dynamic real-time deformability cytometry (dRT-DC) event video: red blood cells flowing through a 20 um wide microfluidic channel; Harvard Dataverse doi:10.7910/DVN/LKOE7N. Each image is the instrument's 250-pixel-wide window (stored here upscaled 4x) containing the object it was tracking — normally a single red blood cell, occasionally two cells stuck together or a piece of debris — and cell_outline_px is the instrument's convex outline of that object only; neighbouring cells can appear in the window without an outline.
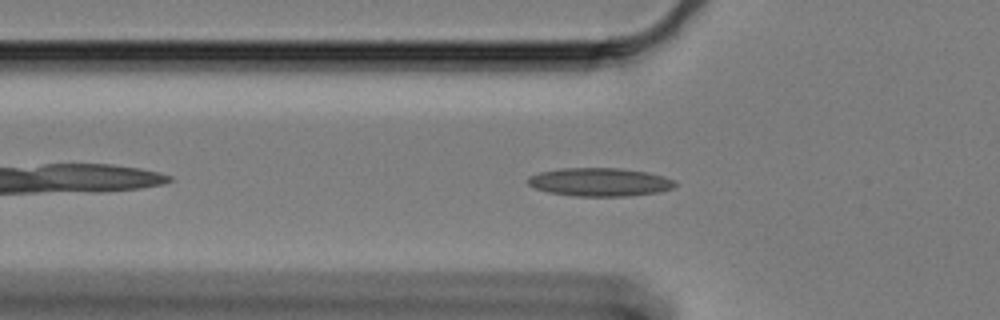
{"species": "Egyptian fruit bat (a non-hibernating species)", "species_latin": "Rousettus aegyptiacus", "temperature_condition": "cold", "stored_images_in_passage": 48, "camera_frame_rate_fps": 3000, "um_per_image_px": 0.085, "animal": {"sex": "female"}, "frame": {"image": 1, "passage_image": 7, "time_ms": 2.0, "image_size_px": [1000, 320], "cell_outline_px": [[676, 184], [672, 188], [660, 192], [628, 196], [576, 196], [548, 192], [532, 188], [528, 184], [528, 176], [540, 172], [560, 168], [620, 168], [648, 172], [664, 176], [676, 180]], "centroid_in_image_um": [50.98, 15.47], "position_along_channel_um": 74.8, "area_um2": 24.51}}
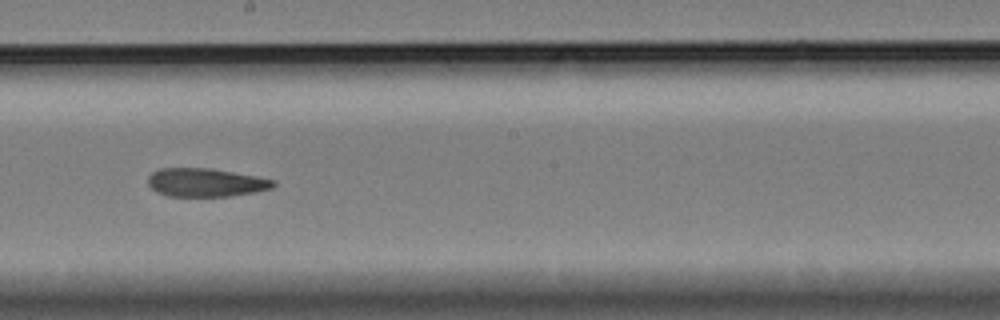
{"frame": {"image": 2, "passage_image": 21, "time_ms": 6.667, "image_size_px": [1000, 320], "cell_outline_px": [[276, 184], [272, 188], [256, 192], [232, 196], [168, 196], [156, 192], [148, 184], [148, 176], [152, 172], [160, 168], [208, 168], [256, 176], [276, 180]], "centroid_in_image_um": [17.49, 15.51], "position_along_channel_um": 230.7, "area_um2": 20.81}}
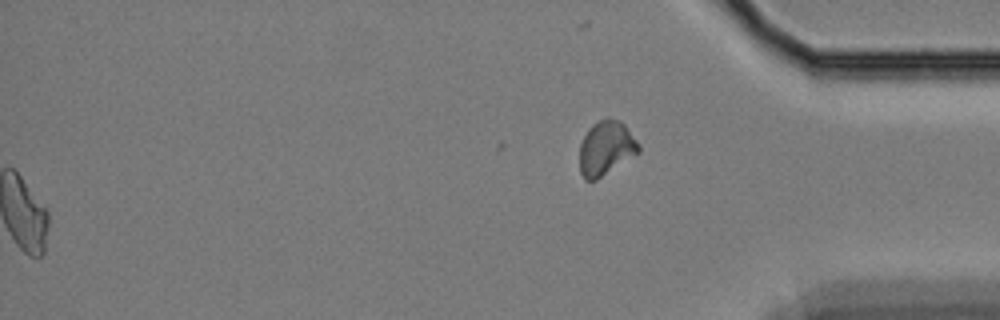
{"frame": {"image": 3, "passage_image": 48, "time_ms": 15.667, "image_size_px": [1000, 320], "cell_outline_px": [[640, 152], [596, 180], [584, 180], [580, 172], [580, 144], [588, 128], [592, 124], [600, 120], [620, 120], [624, 124], [640, 144]], "centroid_in_image_um": [51.51, 12.61], "position_along_channel_um": 383.7, "area_um2": 18.55}, "authors_computed_cell_mechanics": {"area_um2": 21.4149, "velocity_mm_per_s": 3.3181, "shape_relaxation_time_tau1_ms": null, "shape_relaxation_time_tau2_ms": 3.7224, "deformation_change_tau1": null, "deformation_change_tau2": 0.1263}}